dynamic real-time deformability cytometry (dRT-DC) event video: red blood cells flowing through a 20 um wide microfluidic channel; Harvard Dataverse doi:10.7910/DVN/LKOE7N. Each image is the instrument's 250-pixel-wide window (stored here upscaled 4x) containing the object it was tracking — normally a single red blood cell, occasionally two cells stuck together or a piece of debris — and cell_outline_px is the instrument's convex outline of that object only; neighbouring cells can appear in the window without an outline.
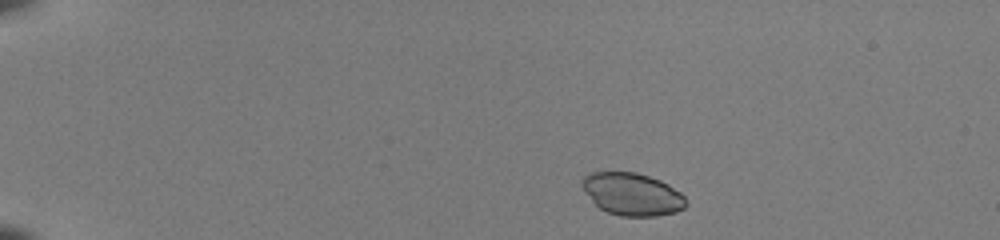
{"species": "common noctule bat (a hibernating species)", "species_latin": "Nyctalus noctula", "temperature_condition": "room temperature", "stored_images_in_passage": 42, "camera_frame_rate_fps": 3000, "um_per_image_px": 0.085, "animal": {"sex": "female", "body_mass_g": 22.0, "forearm_length_mm": 56.7}, "frame": {"image": 1, "passage_image": 1, "time_ms": 0.0, "image_size_px": [1000, 240], "cell_outline_px": [[688, 204], [684, 208], [676, 212], [656, 216], [620, 216], [608, 212], [600, 208], [592, 200], [580, 184], [584, 176], [592, 172], [636, 172], [660, 180], [668, 184], [680, 192], [684, 196]], "centroid_in_image_um": [53.76, 16.5], "position_along_channel_um": 31.2, "area_um2": 25.66}}
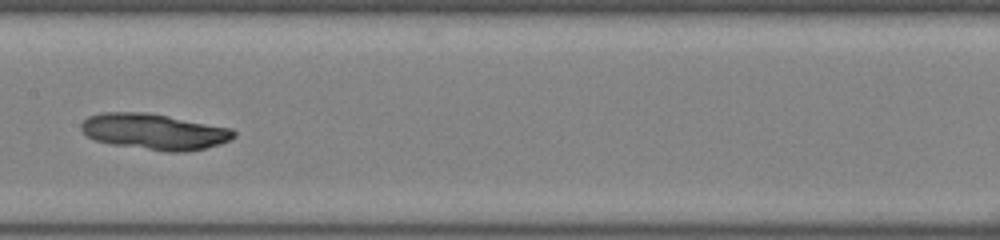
{"frame": {"image": 2, "passage_image": 20, "time_ms": 6.333, "image_size_px": [1000, 240], "cell_outline_px": [[236, 136], [220, 144], [204, 148], [184, 152], [168, 152], [112, 144], [96, 140], [88, 136], [80, 128], [80, 124], [88, 116], [100, 112], [148, 112], [232, 128], [236, 132]], "centroid_in_image_um": [13.12, 11.18], "position_along_channel_um": 194.3, "area_um2": 31.96}}
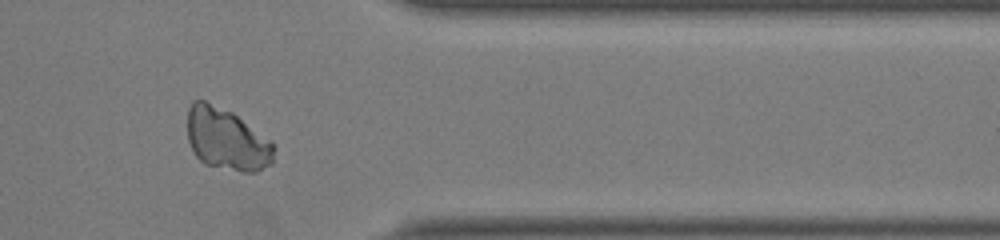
{"frame": {"image": 3, "passage_image": 35, "time_ms": 11.333, "image_size_px": [1000, 240], "cell_outline_px": [[276, 148], [272, 164], [256, 172], [244, 172], [204, 164], [196, 156], [188, 140], [188, 108], [192, 100], [204, 100], [232, 112], [272, 140]], "centroid_in_image_um": [19.3, 11.84], "position_along_channel_um": 392.1, "area_um2": 31.5}}